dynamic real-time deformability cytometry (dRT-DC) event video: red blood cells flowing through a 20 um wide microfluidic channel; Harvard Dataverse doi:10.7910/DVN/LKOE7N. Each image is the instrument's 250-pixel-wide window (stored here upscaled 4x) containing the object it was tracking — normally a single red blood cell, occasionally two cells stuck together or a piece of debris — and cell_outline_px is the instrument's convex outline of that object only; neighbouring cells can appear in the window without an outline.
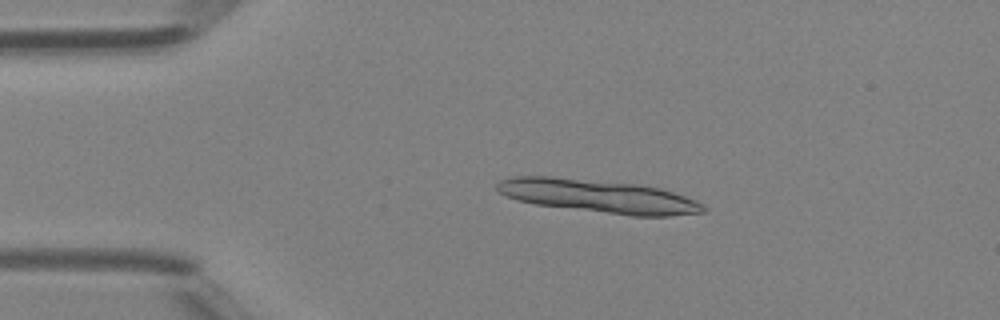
{"species": "Egyptian fruit bat (a non-hibernating species)", "species_latin": "Rousettus aegyptiacus", "temperature_condition": "room temperature", "stored_images_in_passage": 5, "camera_frame_rate_fps": 3000, "um_per_image_px": 0.085, "animal": {"sex": "female"}, "frame": {"image": 1, "passage_image": 1, "time_ms": 0.0, "image_size_px": [1000, 320], "cell_outline_px": [[708, 208], [704, 212], [672, 216], [632, 216], [536, 204], [516, 200], [500, 192], [496, 188], [496, 184], [500, 180], [512, 176], [552, 176], [640, 184], [660, 188], [696, 200], [704, 204]], "centroid_in_image_um": [50.9, 16.67], "position_along_channel_um": 34.1, "area_um2": 40.0}}